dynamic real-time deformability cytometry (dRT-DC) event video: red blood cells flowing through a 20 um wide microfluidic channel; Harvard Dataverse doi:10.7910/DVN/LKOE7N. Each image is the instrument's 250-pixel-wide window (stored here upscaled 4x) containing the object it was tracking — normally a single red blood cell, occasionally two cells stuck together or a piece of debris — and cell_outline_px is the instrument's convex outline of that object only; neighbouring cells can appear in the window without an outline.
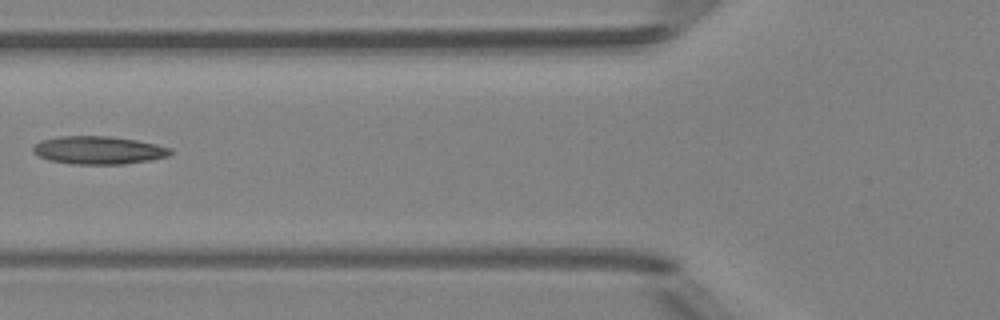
{"species": "Egyptian fruit bat (a non-hibernating species)", "species_latin": "Rousettus aegyptiacus", "temperature_condition": "room temperature", "stored_images_in_passage": 2, "camera_frame_rate_fps": 3000, "um_per_image_px": 0.085, "animal": {"sex": "female"}, "frame": {"image": 1, "passage_image": 2, "time_ms": 1.0, "image_size_px": [1000, 320], "cell_outline_px": [[172, 152], [168, 156], [148, 160], [120, 164], [72, 164], [48, 160], [32, 152], [32, 148], [40, 140], [60, 136], [108, 136], [136, 140], [156, 144], [172, 148]], "centroid_in_image_um": [8.35, 12.76], "position_along_channel_um": 117.5, "area_um2": 22.31}}